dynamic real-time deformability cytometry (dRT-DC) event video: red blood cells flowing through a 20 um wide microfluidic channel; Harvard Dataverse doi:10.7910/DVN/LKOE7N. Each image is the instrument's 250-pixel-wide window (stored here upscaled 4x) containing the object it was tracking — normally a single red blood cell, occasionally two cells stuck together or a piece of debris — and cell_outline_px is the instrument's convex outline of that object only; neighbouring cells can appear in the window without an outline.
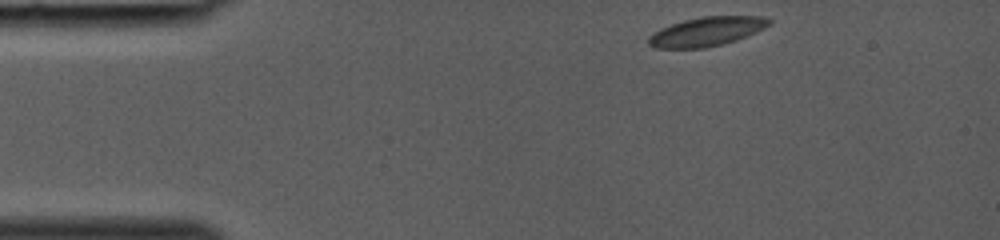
{"species": "common noctule bat (a hibernating species)", "species_latin": "Nyctalus noctula", "temperature_condition": "room temperature", "stored_images_in_passage": 32, "camera_frame_rate_fps": 3000, "um_per_image_px": 0.085, "animal": {"sex": "female", "body_mass_g": 19.0, "forearm_length_mm": 53.3}, "frame": {"image": 1, "passage_image": 1, "time_ms": 0.0, "image_size_px": [1000, 240], "cell_outline_px": [[772, 24], [756, 32], [736, 40], [704, 48], [652, 48], [648, 44], [648, 36], [660, 28], [684, 20], [700, 16], [764, 16], [772, 20]], "centroid_in_image_um": [60.06, 2.67], "position_along_channel_um": 24.9, "area_um2": 20.52}}
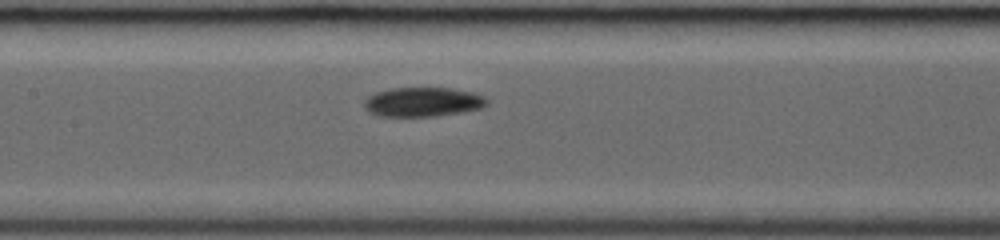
{"frame": {"image": 2, "passage_image": 14, "time_ms": 4.333, "image_size_px": [1000, 240], "cell_outline_px": [[488, 104], [480, 108], [460, 112], [436, 116], [380, 116], [368, 112], [364, 108], [364, 100], [368, 96], [376, 92], [392, 88], [452, 88], [472, 92], [484, 96], [488, 100]], "centroid_in_image_um": [35.92, 8.66], "position_along_channel_um": 171.5, "area_um2": 20.98}}
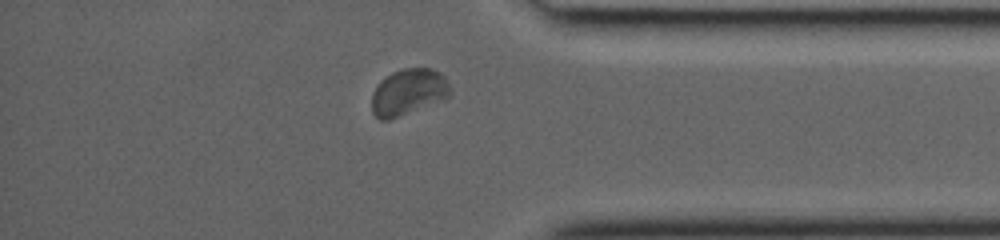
{"frame": {"image": 3, "passage_image": 28, "time_ms": 9.0, "image_size_px": [1000, 240], "cell_outline_px": [[452, 92], [448, 96], [440, 100], [388, 120], [380, 120], [372, 112], [372, 92], [380, 80], [392, 72], [404, 68], [432, 68], [440, 72], [448, 80]], "centroid_in_image_um": [34.7, 7.79], "position_along_channel_um": 400.5, "area_um2": 21.04}}